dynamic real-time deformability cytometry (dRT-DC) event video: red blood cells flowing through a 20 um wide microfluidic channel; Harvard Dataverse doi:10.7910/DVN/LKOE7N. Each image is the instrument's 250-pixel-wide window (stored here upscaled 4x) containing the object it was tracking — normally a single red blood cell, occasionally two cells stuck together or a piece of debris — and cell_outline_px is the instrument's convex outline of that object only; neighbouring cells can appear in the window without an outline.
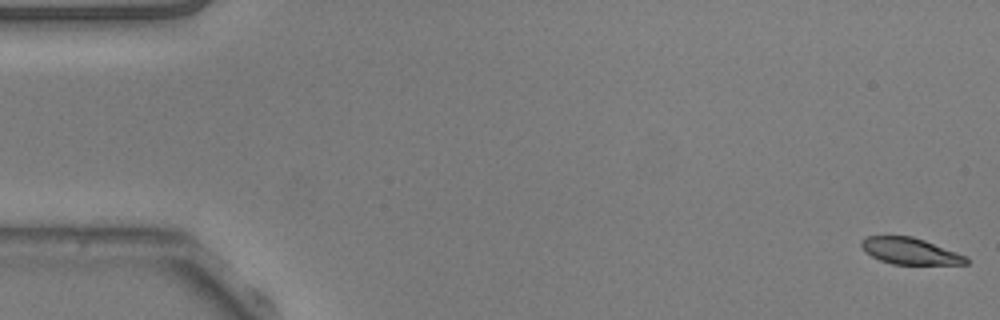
{"species": "common noctule bat (a hibernating species)", "species_latin": "Nyctalus noctula", "temperature_condition": "warm", "stored_images_in_passage": 54, "camera_frame_rate_fps": 3000, "um_per_image_px": 0.085, "animal": {"sex": "male", "body_mass_g": 20.5, "forearm_length_mm": 52.5}, "frame": {"image": 1, "passage_image": 1, "time_ms": 0.0, "image_size_px": [1000, 320], "cell_outline_px": [[968, 264], [892, 264], [880, 260], [864, 252], [860, 244], [860, 240], [868, 236], [912, 236], [924, 240], [956, 252], [964, 256], [968, 260]], "centroid_in_image_um": [77.3, 21.34], "position_along_channel_um": 7.7, "area_um2": 16.01}}
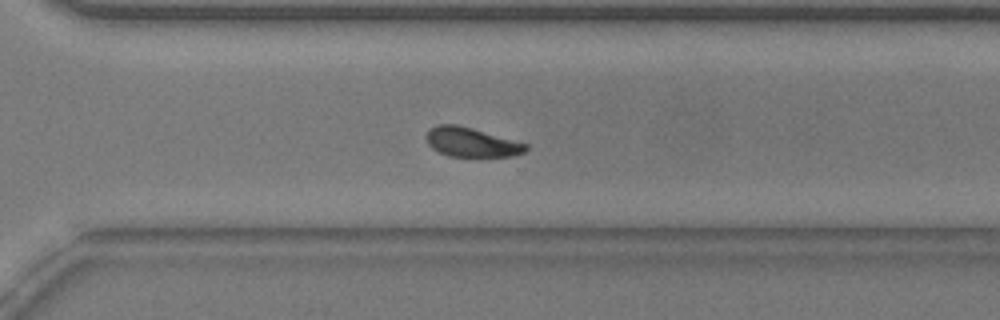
{"frame": {"image": 2, "passage_image": 38, "time_ms": 12.333, "image_size_px": [1000, 320], "cell_outline_px": [[528, 148], [524, 152], [512, 156], [448, 156], [432, 148], [428, 144], [424, 136], [436, 124], [456, 124], [472, 128], [528, 144]], "centroid_in_image_um": [40.05, 12.08], "position_along_channel_um": 330.6, "area_um2": 16.88}}
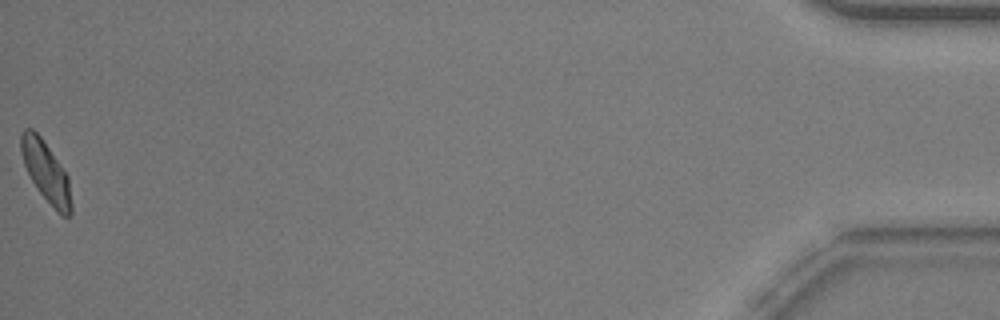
{"frame": {"image": 3, "passage_image": 54, "time_ms": 17.667, "image_size_px": [1000, 320], "cell_outline_px": [[72, 216], [60, 216], [56, 212], [40, 192], [32, 180], [24, 164], [20, 152], [20, 136], [24, 128], [32, 128], [40, 136], [68, 176], [72, 204]], "centroid_in_image_um": [3.92, 14.63], "position_along_channel_um": 431.3, "area_um2": 17.63}, "authors_computed_cell_mechanics": {"area_um2": 17.6868, "velocity_mm_per_s": 3.7735, "shape_relaxation_time_tau1_ms": 2.0389, "shape_relaxation_time_tau2_ms": 4.8064, "deformation_change_tau1": 0.1141, "deformation_change_tau2": 0.0968}}